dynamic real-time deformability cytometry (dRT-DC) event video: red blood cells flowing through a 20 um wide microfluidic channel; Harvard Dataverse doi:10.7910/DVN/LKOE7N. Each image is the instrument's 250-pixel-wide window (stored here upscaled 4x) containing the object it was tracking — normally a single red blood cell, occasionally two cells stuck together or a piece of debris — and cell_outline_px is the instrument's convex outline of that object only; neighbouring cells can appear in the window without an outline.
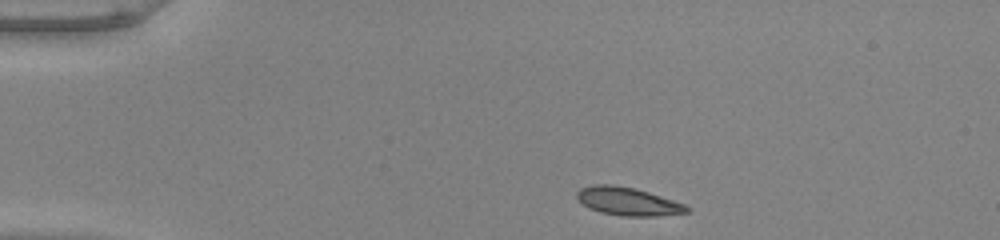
{"species": "common noctule bat (a hibernating species)", "species_latin": "Nyctalus noctula", "temperature_condition": "warm", "stored_images_in_passage": 43, "camera_frame_rate_fps": 3000, "um_per_image_px": 0.085, "animal": {"sex": "male", "body_mass_g": 20.0, "forearm_length_mm": 53.3}, "frame": {"image": 1, "passage_image": 1, "time_ms": 0.0, "image_size_px": [1000, 240], "cell_outline_px": [[692, 212], [656, 216], [620, 216], [600, 212], [588, 208], [576, 196], [576, 192], [580, 188], [592, 184], [612, 184], [632, 188], [648, 192], [684, 204], [692, 208]], "centroid_in_image_um": [53.37, 17.12], "position_along_channel_um": 31.6, "area_um2": 18.03}}
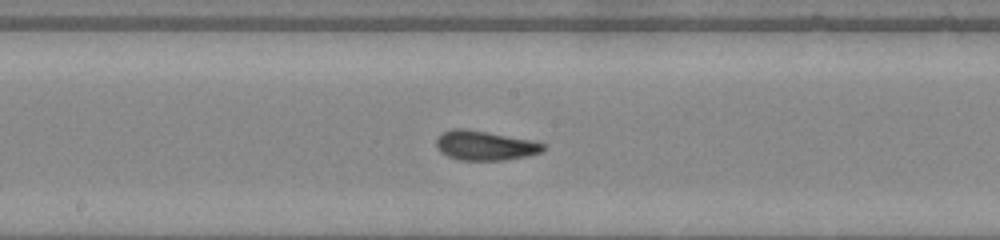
{"frame": {"image": 2, "passage_image": 19, "time_ms": 6.0, "image_size_px": [1000, 240], "cell_outline_px": [[548, 144], [540, 152], [528, 156], [504, 160], [460, 160], [448, 156], [440, 152], [436, 148], [436, 136], [452, 128], [468, 128], [532, 140]], "centroid_in_image_um": [41.2, 12.35], "position_along_channel_um": 207.0, "area_um2": 18.67}}
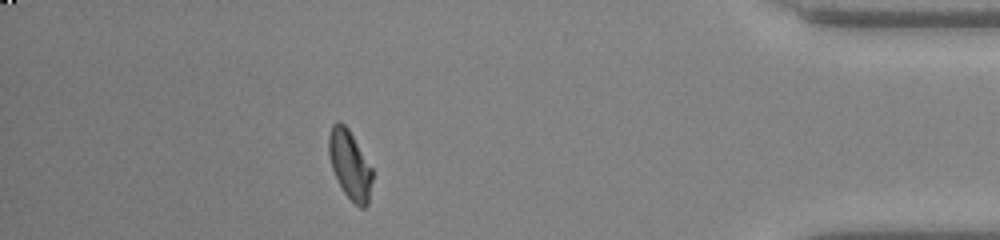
{"frame": {"image": 3, "passage_image": 37, "time_ms": 12.0, "image_size_px": [1000, 240], "cell_outline_px": [[372, 180], [368, 204], [364, 208], [360, 208], [344, 192], [332, 168], [328, 156], [328, 136], [332, 124], [336, 120], [340, 120], [348, 128], [372, 168]], "centroid_in_image_um": [29.72, 13.96], "position_along_channel_um": 405.5, "area_um2": 17.34}, "authors_computed_cell_mechanics": {"area_um2": 17.918, "velocity_mm_per_s": 3.9989, "shape_relaxation_time_tau1_ms": 4.1581, "shape_relaxation_time_tau2_ms": 0.5046, "deformation_change_tau1": 0.1745, "deformation_change_tau2": 0.0459}}